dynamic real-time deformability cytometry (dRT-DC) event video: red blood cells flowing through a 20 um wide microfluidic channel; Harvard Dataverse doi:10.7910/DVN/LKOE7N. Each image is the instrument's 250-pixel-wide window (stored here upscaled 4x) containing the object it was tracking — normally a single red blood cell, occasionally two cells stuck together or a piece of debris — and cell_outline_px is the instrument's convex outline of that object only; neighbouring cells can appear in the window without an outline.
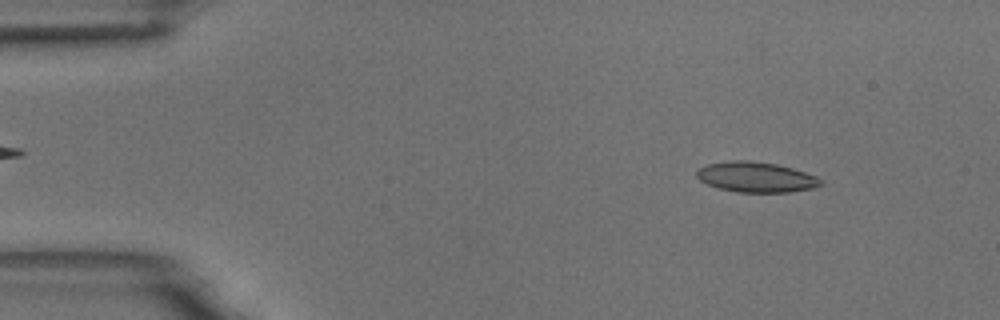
{"species": "common noctule bat (a hibernating species)", "species_latin": "Nyctalus noctula", "temperature_condition": "room temperature", "stored_images_in_passage": 53, "camera_frame_rate_fps": 3000, "um_per_image_px": 0.085, "animal": {"sex": "male", "body_mass_g": 18.8}, "frame": {"image": 1, "passage_image": 6, "time_ms": 1.667, "image_size_px": [1000, 320], "cell_outline_px": [[824, 184], [812, 188], [788, 192], [736, 192], [720, 188], [708, 184], [700, 180], [696, 176], [696, 172], [700, 168], [708, 164], [732, 160], [748, 160], [776, 164], [792, 168], [816, 176], [824, 180]], "centroid_in_image_um": [64.29, 15.05], "position_along_channel_um": 20.7, "area_um2": 21.79}}
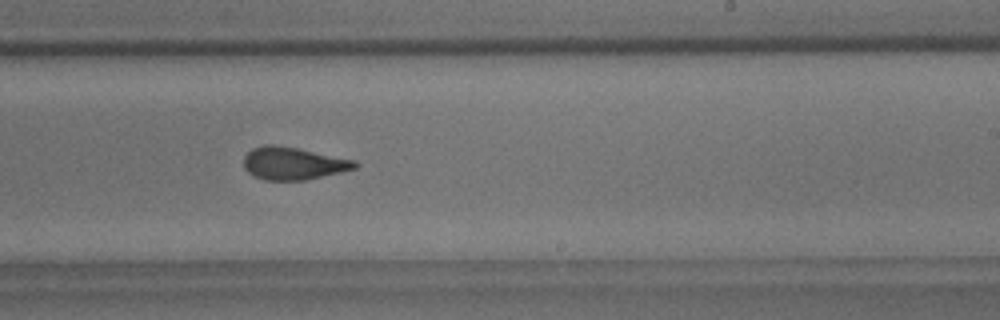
{"frame": {"image": 2, "passage_image": 32, "time_ms": 10.333, "image_size_px": [1000, 320], "cell_outline_px": [[360, 164], [356, 168], [340, 172], [304, 180], [264, 180], [248, 172], [244, 168], [244, 156], [252, 148], [264, 144], [276, 144], [356, 160]], "centroid_in_image_um": [24.91, 13.88], "position_along_channel_um": 264.1, "area_um2": 21.04}}
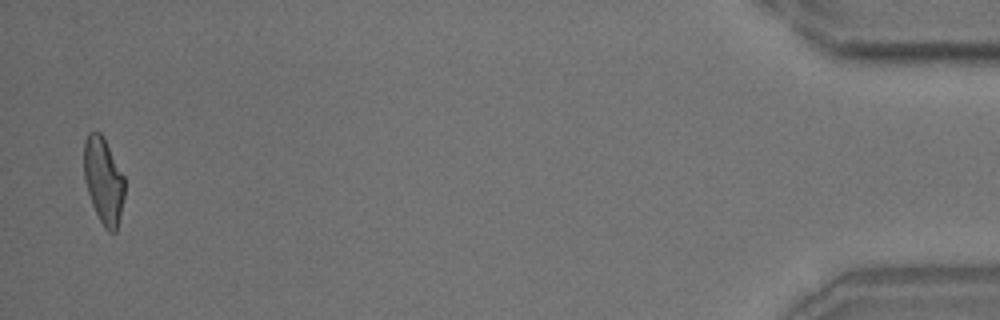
{"frame": {"image": 3, "passage_image": 52, "time_ms": 17.0, "image_size_px": [1000, 320], "cell_outline_px": [[124, 196], [120, 216], [116, 232], [108, 232], [104, 228], [92, 204], [84, 180], [84, 140], [88, 132], [100, 132], [104, 136], [124, 176]], "centroid_in_image_um": [8.79, 15.33], "position_along_channel_um": 426.4, "area_um2": 20.52}, "authors_computed_cell_mechanics": {"area_um2": 21.4438, "velocity_mm_per_s": 3.7571, "shape_relaxation_time_tau1_ms": 6.7938, "shape_relaxation_time_tau2_ms": 1.841, "deformation_change_tau1": 0.1794, "deformation_change_tau2": 0.0947}}